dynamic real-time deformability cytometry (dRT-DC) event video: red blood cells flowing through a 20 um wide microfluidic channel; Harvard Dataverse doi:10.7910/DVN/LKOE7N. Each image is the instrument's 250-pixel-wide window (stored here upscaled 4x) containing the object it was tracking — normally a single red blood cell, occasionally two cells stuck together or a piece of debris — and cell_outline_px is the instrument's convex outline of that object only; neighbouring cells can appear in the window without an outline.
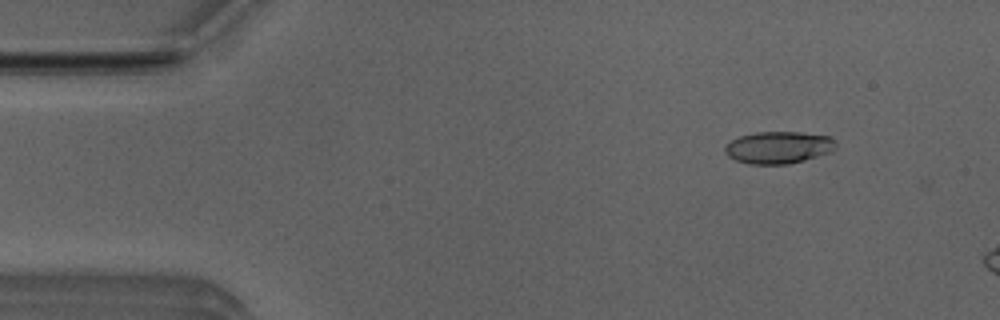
{"species": "Egyptian fruit bat (a non-hibernating species)", "species_latin": "Rousettus aegyptiacus", "temperature_condition": "room temperature", "stored_images_in_passage": 4, "camera_frame_rate_fps": 3000, "um_per_image_px": 0.085, "animal": {"sex": "male"}, "frame": {"image": 1, "passage_image": 2, "time_ms": 0.333, "image_size_px": [1000, 320], "cell_outline_px": [[836, 148], [832, 152], [804, 160], [788, 164], [748, 164], [736, 160], [728, 156], [724, 152], [724, 148], [732, 140], [740, 136], [756, 132], [800, 132], [828, 136], [836, 140]], "centroid_in_image_um": [66.19, 12.53], "position_along_channel_um": 18.8, "area_um2": 20.81}}